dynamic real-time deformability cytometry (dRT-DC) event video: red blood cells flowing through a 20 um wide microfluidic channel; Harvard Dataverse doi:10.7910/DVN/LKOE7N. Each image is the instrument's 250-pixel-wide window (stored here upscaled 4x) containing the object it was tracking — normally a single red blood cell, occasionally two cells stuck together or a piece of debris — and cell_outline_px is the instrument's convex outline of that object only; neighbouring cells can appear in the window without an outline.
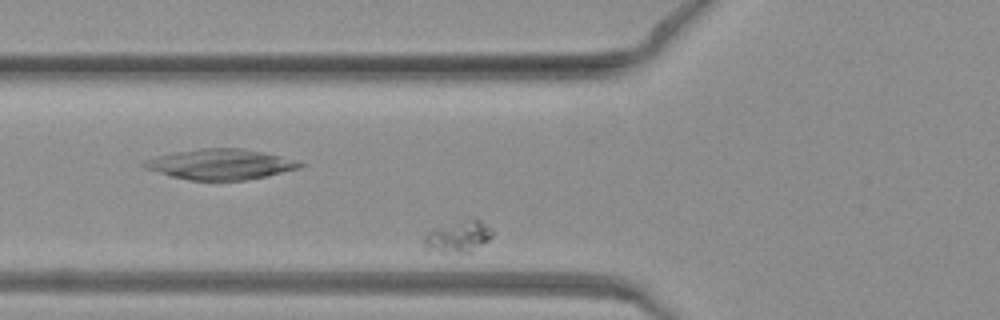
{"species": "common noctule bat (a hibernating species)", "species_latin": "Nyctalus noctula", "temperature_condition": "warm", "stored_images_in_passage": 32, "camera_frame_rate_fps": 3000, "um_per_image_px": 0.085, "animal": {"sex": "female", "body_mass_g": 19.3, "forearm_length_mm": 54.1}, "frame": {"image": 1, "passage_image": 6, "time_ms": 1.667, "image_size_px": [1000, 320], "cell_outline_px": [[492, 236], [488, 240], [472, 252], [428, 252], [424, 248], [424, 236], [428, 232], [476, 216], [492, 228]], "centroid_in_image_um": [38.98, 20.12], "position_along_channel_um": 86.8, "area_um2": 12.54}}
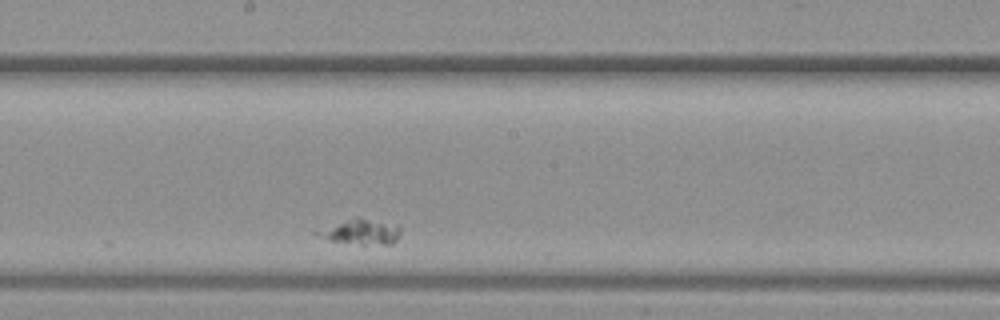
{"frame": {"image": 2, "passage_image": 18, "time_ms": 5.667, "image_size_px": [1000, 320], "cell_outline_px": [[400, 232], [396, 240], [392, 244], [360, 244], [328, 240], [316, 236], [312, 232], [352, 216], [356, 216], [396, 224], [400, 228]], "centroid_in_image_um": [30.63, 19.68], "position_along_channel_um": 217.6, "area_um2": 12.48}}
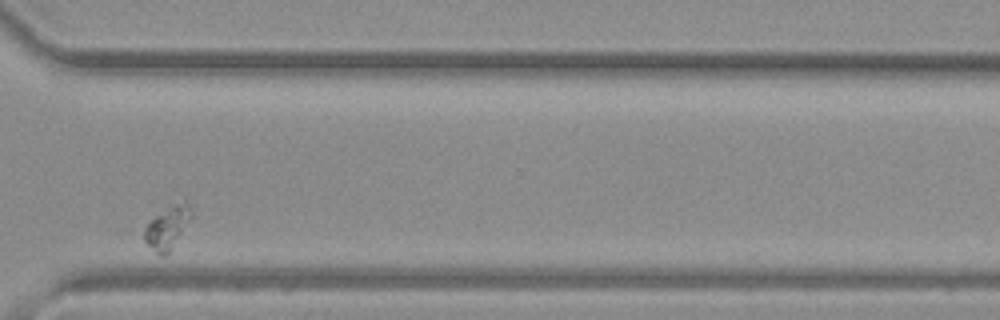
{"frame": {"image": 3, "passage_image": 30, "time_ms": 9.667, "image_size_px": [1000, 320], "cell_outline_px": [[192, 216], [168, 252], [164, 256], [160, 256], [136, 232], [156, 216], [172, 204], [184, 196], [188, 200], [192, 212]], "centroid_in_image_um": [14.18, 19.26], "position_along_channel_um": 356.4, "area_um2": 11.96}}